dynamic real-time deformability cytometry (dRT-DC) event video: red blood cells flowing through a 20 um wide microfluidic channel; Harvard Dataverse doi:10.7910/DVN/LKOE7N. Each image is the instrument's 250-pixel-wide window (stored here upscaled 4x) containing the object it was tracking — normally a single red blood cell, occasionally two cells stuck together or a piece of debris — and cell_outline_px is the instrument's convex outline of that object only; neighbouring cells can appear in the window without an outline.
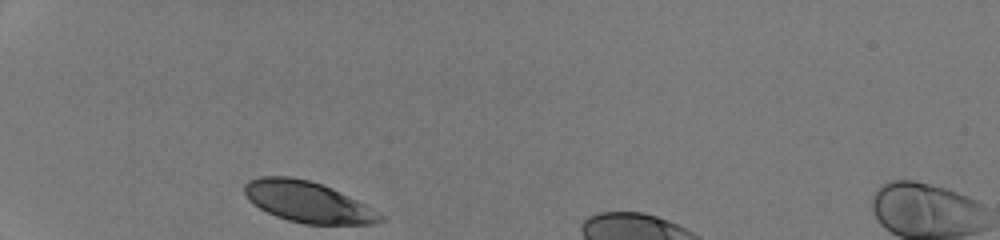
{"species": "human", "species_latin": "Homo sapiens", "temperature_condition": "room temperature", "stored_images_in_passage": 27, "camera_frame_rate_fps": 3000, "um_per_image_px": 0.085, "donor": {"sex": "male"}, "frame": {"image": 1, "passage_image": 1, "time_ms": 0.0, "image_size_px": [1000, 240], "cell_outline_px": [[384, 220], [372, 224], [304, 224], [288, 220], [276, 216], [252, 204], [248, 200], [244, 192], [244, 184], [248, 180], [260, 176], [288, 176], [308, 180], [332, 188], [364, 204], [384, 216]], "centroid_in_image_um": [26.11, 17.16], "position_along_channel_um": 58.9, "area_um2": 32.19}}
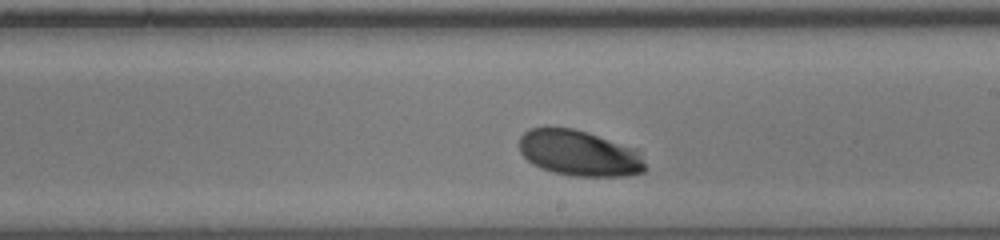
{"frame": {"image": 2, "passage_image": 16, "time_ms": 5.0, "image_size_px": [1000, 240], "cell_outline_px": [[648, 168], [644, 172], [624, 176], [572, 176], [552, 172], [540, 168], [532, 164], [520, 152], [520, 136], [528, 128], [544, 124], [548, 124], [572, 128], [588, 132], [636, 148], [640, 152]], "centroid_in_image_um": [49.21, 12.98], "position_along_channel_um": 239.8, "area_um2": 34.56}}
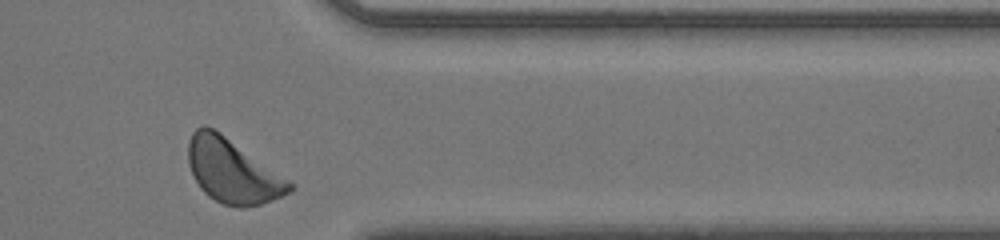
{"frame": {"image": 3, "passage_image": 27, "time_ms": 8.667, "image_size_px": [1000, 240], "cell_outline_px": [[292, 188], [288, 192], [280, 196], [260, 204], [244, 208], [240, 208], [224, 204], [208, 196], [200, 188], [188, 164], [188, 140], [192, 132], [196, 128], [204, 124], [220, 132], [288, 180], [292, 184]], "centroid_in_image_um": [19.69, 14.53], "position_along_channel_um": 391.7, "area_um2": 37.05}}